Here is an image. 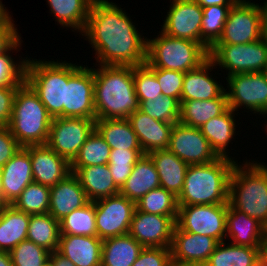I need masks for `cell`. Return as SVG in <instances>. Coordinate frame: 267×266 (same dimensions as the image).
<instances>
[{"label": "cell", "instance_id": "cell-6", "mask_svg": "<svg viewBox=\"0 0 267 266\" xmlns=\"http://www.w3.org/2000/svg\"><path fill=\"white\" fill-rule=\"evenodd\" d=\"M26 57L24 81L38 95L52 118L65 117L68 62Z\"/></svg>", "mask_w": 267, "mask_h": 266}, {"label": "cell", "instance_id": "cell-54", "mask_svg": "<svg viewBox=\"0 0 267 266\" xmlns=\"http://www.w3.org/2000/svg\"><path fill=\"white\" fill-rule=\"evenodd\" d=\"M263 12H262V38L267 43V0L263 3Z\"/></svg>", "mask_w": 267, "mask_h": 266}, {"label": "cell", "instance_id": "cell-38", "mask_svg": "<svg viewBox=\"0 0 267 266\" xmlns=\"http://www.w3.org/2000/svg\"><path fill=\"white\" fill-rule=\"evenodd\" d=\"M110 153V146L106 143L99 132L94 129L80 148L78 155L71 162V167L108 164Z\"/></svg>", "mask_w": 267, "mask_h": 266}, {"label": "cell", "instance_id": "cell-53", "mask_svg": "<svg viewBox=\"0 0 267 266\" xmlns=\"http://www.w3.org/2000/svg\"><path fill=\"white\" fill-rule=\"evenodd\" d=\"M200 7H209L213 5L218 6H232L237 0H195Z\"/></svg>", "mask_w": 267, "mask_h": 266}, {"label": "cell", "instance_id": "cell-57", "mask_svg": "<svg viewBox=\"0 0 267 266\" xmlns=\"http://www.w3.org/2000/svg\"><path fill=\"white\" fill-rule=\"evenodd\" d=\"M6 204L2 201L1 176H0V212Z\"/></svg>", "mask_w": 267, "mask_h": 266}, {"label": "cell", "instance_id": "cell-1", "mask_svg": "<svg viewBox=\"0 0 267 266\" xmlns=\"http://www.w3.org/2000/svg\"><path fill=\"white\" fill-rule=\"evenodd\" d=\"M80 35L95 50V65L134 67L146 62L147 37L138 31L128 13L110 0L92 2Z\"/></svg>", "mask_w": 267, "mask_h": 266}, {"label": "cell", "instance_id": "cell-61", "mask_svg": "<svg viewBox=\"0 0 267 266\" xmlns=\"http://www.w3.org/2000/svg\"><path fill=\"white\" fill-rule=\"evenodd\" d=\"M264 257L267 259V244H266L265 250H264Z\"/></svg>", "mask_w": 267, "mask_h": 266}, {"label": "cell", "instance_id": "cell-40", "mask_svg": "<svg viewBox=\"0 0 267 266\" xmlns=\"http://www.w3.org/2000/svg\"><path fill=\"white\" fill-rule=\"evenodd\" d=\"M231 7L213 5L202 8L201 44L208 51L221 36Z\"/></svg>", "mask_w": 267, "mask_h": 266}, {"label": "cell", "instance_id": "cell-45", "mask_svg": "<svg viewBox=\"0 0 267 266\" xmlns=\"http://www.w3.org/2000/svg\"><path fill=\"white\" fill-rule=\"evenodd\" d=\"M13 266H48L50 251L29 240L21 241L11 251Z\"/></svg>", "mask_w": 267, "mask_h": 266}, {"label": "cell", "instance_id": "cell-56", "mask_svg": "<svg viewBox=\"0 0 267 266\" xmlns=\"http://www.w3.org/2000/svg\"><path fill=\"white\" fill-rule=\"evenodd\" d=\"M9 10L5 7V5L0 0V22L9 14Z\"/></svg>", "mask_w": 267, "mask_h": 266}, {"label": "cell", "instance_id": "cell-30", "mask_svg": "<svg viewBox=\"0 0 267 266\" xmlns=\"http://www.w3.org/2000/svg\"><path fill=\"white\" fill-rule=\"evenodd\" d=\"M30 214L6 204L0 212V251L10 252L21 241L27 240Z\"/></svg>", "mask_w": 267, "mask_h": 266}, {"label": "cell", "instance_id": "cell-7", "mask_svg": "<svg viewBox=\"0 0 267 266\" xmlns=\"http://www.w3.org/2000/svg\"><path fill=\"white\" fill-rule=\"evenodd\" d=\"M209 58V51L199 42L171 37L159 31L147 38L146 66L180 72L199 67Z\"/></svg>", "mask_w": 267, "mask_h": 266}, {"label": "cell", "instance_id": "cell-48", "mask_svg": "<svg viewBox=\"0 0 267 266\" xmlns=\"http://www.w3.org/2000/svg\"><path fill=\"white\" fill-rule=\"evenodd\" d=\"M132 266H173L171 248H144Z\"/></svg>", "mask_w": 267, "mask_h": 266}, {"label": "cell", "instance_id": "cell-32", "mask_svg": "<svg viewBox=\"0 0 267 266\" xmlns=\"http://www.w3.org/2000/svg\"><path fill=\"white\" fill-rule=\"evenodd\" d=\"M229 108L227 95L209 100H187L180 102L179 123L199 128L211 118L223 114Z\"/></svg>", "mask_w": 267, "mask_h": 266}, {"label": "cell", "instance_id": "cell-46", "mask_svg": "<svg viewBox=\"0 0 267 266\" xmlns=\"http://www.w3.org/2000/svg\"><path fill=\"white\" fill-rule=\"evenodd\" d=\"M133 79L138 101L155 100L162 95L161 86L155 74L145 65L133 67Z\"/></svg>", "mask_w": 267, "mask_h": 266}, {"label": "cell", "instance_id": "cell-44", "mask_svg": "<svg viewBox=\"0 0 267 266\" xmlns=\"http://www.w3.org/2000/svg\"><path fill=\"white\" fill-rule=\"evenodd\" d=\"M21 37L3 54L0 55V87L11 84H23L26 57L15 60L12 51L16 54L22 48ZM18 50V51H17ZM16 61V62H15Z\"/></svg>", "mask_w": 267, "mask_h": 266}, {"label": "cell", "instance_id": "cell-25", "mask_svg": "<svg viewBox=\"0 0 267 266\" xmlns=\"http://www.w3.org/2000/svg\"><path fill=\"white\" fill-rule=\"evenodd\" d=\"M102 242L97 236L60 235L57 251L75 266H101Z\"/></svg>", "mask_w": 267, "mask_h": 266}, {"label": "cell", "instance_id": "cell-51", "mask_svg": "<svg viewBox=\"0 0 267 266\" xmlns=\"http://www.w3.org/2000/svg\"><path fill=\"white\" fill-rule=\"evenodd\" d=\"M14 22L10 13L0 22V55L5 53L21 37Z\"/></svg>", "mask_w": 267, "mask_h": 266}, {"label": "cell", "instance_id": "cell-37", "mask_svg": "<svg viewBox=\"0 0 267 266\" xmlns=\"http://www.w3.org/2000/svg\"><path fill=\"white\" fill-rule=\"evenodd\" d=\"M60 234L97 236L94 202L89 201L60 220Z\"/></svg>", "mask_w": 267, "mask_h": 266}, {"label": "cell", "instance_id": "cell-2", "mask_svg": "<svg viewBox=\"0 0 267 266\" xmlns=\"http://www.w3.org/2000/svg\"><path fill=\"white\" fill-rule=\"evenodd\" d=\"M92 67L96 119H128L139 109L133 66L96 65L97 68Z\"/></svg>", "mask_w": 267, "mask_h": 266}, {"label": "cell", "instance_id": "cell-62", "mask_svg": "<svg viewBox=\"0 0 267 266\" xmlns=\"http://www.w3.org/2000/svg\"><path fill=\"white\" fill-rule=\"evenodd\" d=\"M266 244H267V228H266Z\"/></svg>", "mask_w": 267, "mask_h": 266}, {"label": "cell", "instance_id": "cell-11", "mask_svg": "<svg viewBox=\"0 0 267 266\" xmlns=\"http://www.w3.org/2000/svg\"><path fill=\"white\" fill-rule=\"evenodd\" d=\"M65 117L96 120L92 67L68 62V84H65Z\"/></svg>", "mask_w": 267, "mask_h": 266}, {"label": "cell", "instance_id": "cell-49", "mask_svg": "<svg viewBox=\"0 0 267 266\" xmlns=\"http://www.w3.org/2000/svg\"><path fill=\"white\" fill-rule=\"evenodd\" d=\"M21 85L11 84L0 87V128L9 124L13 112L15 94Z\"/></svg>", "mask_w": 267, "mask_h": 266}, {"label": "cell", "instance_id": "cell-18", "mask_svg": "<svg viewBox=\"0 0 267 266\" xmlns=\"http://www.w3.org/2000/svg\"><path fill=\"white\" fill-rule=\"evenodd\" d=\"M219 242L213 237L189 233L177 225L173 231V266H204Z\"/></svg>", "mask_w": 267, "mask_h": 266}, {"label": "cell", "instance_id": "cell-34", "mask_svg": "<svg viewBox=\"0 0 267 266\" xmlns=\"http://www.w3.org/2000/svg\"><path fill=\"white\" fill-rule=\"evenodd\" d=\"M95 129L111 150H142L128 119H96Z\"/></svg>", "mask_w": 267, "mask_h": 266}, {"label": "cell", "instance_id": "cell-10", "mask_svg": "<svg viewBox=\"0 0 267 266\" xmlns=\"http://www.w3.org/2000/svg\"><path fill=\"white\" fill-rule=\"evenodd\" d=\"M228 204L178 206L176 225L183 231L225 241Z\"/></svg>", "mask_w": 267, "mask_h": 266}, {"label": "cell", "instance_id": "cell-33", "mask_svg": "<svg viewBox=\"0 0 267 266\" xmlns=\"http://www.w3.org/2000/svg\"><path fill=\"white\" fill-rule=\"evenodd\" d=\"M143 249L129 233L104 239L101 266H132Z\"/></svg>", "mask_w": 267, "mask_h": 266}, {"label": "cell", "instance_id": "cell-52", "mask_svg": "<svg viewBox=\"0 0 267 266\" xmlns=\"http://www.w3.org/2000/svg\"><path fill=\"white\" fill-rule=\"evenodd\" d=\"M49 266H75L71 260L64 257L57 250L50 252Z\"/></svg>", "mask_w": 267, "mask_h": 266}, {"label": "cell", "instance_id": "cell-27", "mask_svg": "<svg viewBox=\"0 0 267 266\" xmlns=\"http://www.w3.org/2000/svg\"><path fill=\"white\" fill-rule=\"evenodd\" d=\"M236 114L231 108H228L223 114L211 118L199 127L203 136L208 140L212 149L219 157L235 159L230 156L229 144L235 139L236 133ZM229 151V152H228Z\"/></svg>", "mask_w": 267, "mask_h": 266}, {"label": "cell", "instance_id": "cell-42", "mask_svg": "<svg viewBox=\"0 0 267 266\" xmlns=\"http://www.w3.org/2000/svg\"><path fill=\"white\" fill-rule=\"evenodd\" d=\"M139 109L151 118L167 122L178 123L180 117V102L173 97L160 95L155 100L139 101Z\"/></svg>", "mask_w": 267, "mask_h": 266}, {"label": "cell", "instance_id": "cell-12", "mask_svg": "<svg viewBox=\"0 0 267 266\" xmlns=\"http://www.w3.org/2000/svg\"><path fill=\"white\" fill-rule=\"evenodd\" d=\"M226 81L228 105L236 113L241 107L258 115L267 110V81L262 72L229 75Z\"/></svg>", "mask_w": 267, "mask_h": 266}, {"label": "cell", "instance_id": "cell-43", "mask_svg": "<svg viewBox=\"0 0 267 266\" xmlns=\"http://www.w3.org/2000/svg\"><path fill=\"white\" fill-rule=\"evenodd\" d=\"M144 155L143 150H111L108 167L115 185L121 189L132 173L135 163Z\"/></svg>", "mask_w": 267, "mask_h": 266}, {"label": "cell", "instance_id": "cell-15", "mask_svg": "<svg viewBox=\"0 0 267 266\" xmlns=\"http://www.w3.org/2000/svg\"><path fill=\"white\" fill-rule=\"evenodd\" d=\"M167 149L188 165L207 164L219 158L199 128L179 122L172 127Z\"/></svg>", "mask_w": 267, "mask_h": 266}, {"label": "cell", "instance_id": "cell-13", "mask_svg": "<svg viewBox=\"0 0 267 266\" xmlns=\"http://www.w3.org/2000/svg\"><path fill=\"white\" fill-rule=\"evenodd\" d=\"M95 129V120L88 118H53L47 145L70 163L78 155L89 135Z\"/></svg>", "mask_w": 267, "mask_h": 266}, {"label": "cell", "instance_id": "cell-55", "mask_svg": "<svg viewBox=\"0 0 267 266\" xmlns=\"http://www.w3.org/2000/svg\"><path fill=\"white\" fill-rule=\"evenodd\" d=\"M0 266H13L10 252L0 251Z\"/></svg>", "mask_w": 267, "mask_h": 266}, {"label": "cell", "instance_id": "cell-36", "mask_svg": "<svg viewBox=\"0 0 267 266\" xmlns=\"http://www.w3.org/2000/svg\"><path fill=\"white\" fill-rule=\"evenodd\" d=\"M60 235V221L50 213L30 215L27 240L53 252L58 250Z\"/></svg>", "mask_w": 267, "mask_h": 266}, {"label": "cell", "instance_id": "cell-23", "mask_svg": "<svg viewBox=\"0 0 267 266\" xmlns=\"http://www.w3.org/2000/svg\"><path fill=\"white\" fill-rule=\"evenodd\" d=\"M128 120L138 137L144 154L168 148L174 123L153 119L140 109L134 111Z\"/></svg>", "mask_w": 267, "mask_h": 266}, {"label": "cell", "instance_id": "cell-29", "mask_svg": "<svg viewBox=\"0 0 267 266\" xmlns=\"http://www.w3.org/2000/svg\"><path fill=\"white\" fill-rule=\"evenodd\" d=\"M153 160L160 179V187L176 197L182 192L188 164L168 149L155 150L148 154Z\"/></svg>", "mask_w": 267, "mask_h": 266}, {"label": "cell", "instance_id": "cell-50", "mask_svg": "<svg viewBox=\"0 0 267 266\" xmlns=\"http://www.w3.org/2000/svg\"><path fill=\"white\" fill-rule=\"evenodd\" d=\"M22 146L12 135L8 126L0 128V169L16 154Z\"/></svg>", "mask_w": 267, "mask_h": 266}, {"label": "cell", "instance_id": "cell-16", "mask_svg": "<svg viewBox=\"0 0 267 266\" xmlns=\"http://www.w3.org/2000/svg\"><path fill=\"white\" fill-rule=\"evenodd\" d=\"M161 31L175 38L201 43L203 10L195 0H170Z\"/></svg>", "mask_w": 267, "mask_h": 266}, {"label": "cell", "instance_id": "cell-31", "mask_svg": "<svg viewBox=\"0 0 267 266\" xmlns=\"http://www.w3.org/2000/svg\"><path fill=\"white\" fill-rule=\"evenodd\" d=\"M265 248L219 242L204 266H258Z\"/></svg>", "mask_w": 267, "mask_h": 266}, {"label": "cell", "instance_id": "cell-21", "mask_svg": "<svg viewBox=\"0 0 267 266\" xmlns=\"http://www.w3.org/2000/svg\"><path fill=\"white\" fill-rule=\"evenodd\" d=\"M217 66L208 58L199 67L184 74L180 102L187 100H209L219 98L225 93V88L220 80L214 79L210 72Z\"/></svg>", "mask_w": 267, "mask_h": 266}, {"label": "cell", "instance_id": "cell-41", "mask_svg": "<svg viewBox=\"0 0 267 266\" xmlns=\"http://www.w3.org/2000/svg\"><path fill=\"white\" fill-rule=\"evenodd\" d=\"M50 187L40 183H30L12 204L16 209L27 214L49 212Z\"/></svg>", "mask_w": 267, "mask_h": 266}, {"label": "cell", "instance_id": "cell-3", "mask_svg": "<svg viewBox=\"0 0 267 266\" xmlns=\"http://www.w3.org/2000/svg\"><path fill=\"white\" fill-rule=\"evenodd\" d=\"M237 161L219 157L207 164L189 165L178 206L228 204L230 176Z\"/></svg>", "mask_w": 267, "mask_h": 266}, {"label": "cell", "instance_id": "cell-47", "mask_svg": "<svg viewBox=\"0 0 267 266\" xmlns=\"http://www.w3.org/2000/svg\"><path fill=\"white\" fill-rule=\"evenodd\" d=\"M147 67L155 74L161 86L162 95L176 98L180 102L185 73L162 68H154L153 66Z\"/></svg>", "mask_w": 267, "mask_h": 266}, {"label": "cell", "instance_id": "cell-20", "mask_svg": "<svg viewBox=\"0 0 267 266\" xmlns=\"http://www.w3.org/2000/svg\"><path fill=\"white\" fill-rule=\"evenodd\" d=\"M2 201L13 204L22 191L33 182L31 156L22 147L1 169Z\"/></svg>", "mask_w": 267, "mask_h": 266}, {"label": "cell", "instance_id": "cell-4", "mask_svg": "<svg viewBox=\"0 0 267 266\" xmlns=\"http://www.w3.org/2000/svg\"><path fill=\"white\" fill-rule=\"evenodd\" d=\"M243 162L232 170L228 203L267 228V165L247 158Z\"/></svg>", "mask_w": 267, "mask_h": 266}, {"label": "cell", "instance_id": "cell-8", "mask_svg": "<svg viewBox=\"0 0 267 266\" xmlns=\"http://www.w3.org/2000/svg\"><path fill=\"white\" fill-rule=\"evenodd\" d=\"M209 58L226 75L262 72L267 67V43L261 38L247 44H213Z\"/></svg>", "mask_w": 267, "mask_h": 266}, {"label": "cell", "instance_id": "cell-17", "mask_svg": "<svg viewBox=\"0 0 267 266\" xmlns=\"http://www.w3.org/2000/svg\"><path fill=\"white\" fill-rule=\"evenodd\" d=\"M177 217L134 211L129 234L144 248H171Z\"/></svg>", "mask_w": 267, "mask_h": 266}, {"label": "cell", "instance_id": "cell-59", "mask_svg": "<svg viewBox=\"0 0 267 266\" xmlns=\"http://www.w3.org/2000/svg\"><path fill=\"white\" fill-rule=\"evenodd\" d=\"M266 81H267V67L262 71Z\"/></svg>", "mask_w": 267, "mask_h": 266}, {"label": "cell", "instance_id": "cell-24", "mask_svg": "<svg viewBox=\"0 0 267 266\" xmlns=\"http://www.w3.org/2000/svg\"><path fill=\"white\" fill-rule=\"evenodd\" d=\"M89 202L78 177L71 173L64 180L50 187L49 212L56 220H62L73 210Z\"/></svg>", "mask_w": 267, "mask_h": 266}, {"label": "cell", "instance_id": "cell-5", "mask_svg": "<svg viewBox=\"0 0 267 266\" xmlns=\"http://www.w3.org/2000/svg\"><path fill=\"white\" fill-rule=\"evenodd\" d=\"M52 117L32 88L24 82L15 94L8 128L22 146L44 145Z\"/></svg>", "mask_w": 267, "mask_h": 266}, {"label": "cell", "instance_id": "cell-35", "mask_svg": "<svg viewBox=\"0 0 267 266\" xmlns=\"http://www.w3.org/2000/svg\"><path fill=\"white\" fill-rule=\"evenodd\" d=\"M94 0H47L50 14L55 17V21L77 33H82L85 29L89 10ZM75 30V31H74Z\"/></svg>", "mask_w": 267, "mask_h": 266}, {"label": "cell", "instance_id": "cell-28", "mask_svg": "<svg viewBox=\"0 0 267 266\" xmlns=\"http://www.w3.org/2000/svg\"><path fill=\"white\" fill-rule=\"evenodd\" d=\"M160 187L156 166L148 154H144L133 166L132 173L120 189V194L137 203L149 191Z\"/></svg>", "mask_w": 267, "mask_h": 266}, {"label": "cell", "instance_id": "cell-39", "mask_svg": "<svg viewBox=\"0 0 267 266\" xmlns=\"http://www.w3.org/2000/svg\"><path fill=\"white\" fill-rule=\"evenodd\" d=\"M139 211L169 217L178 216L177 197L163 187L155 188L145 194L137 203Z\"/></svg>", "mask_w": 267, "mask_h": 266}, {"label": "cell", "instance_id": "cell-26", "mask_svg": "<svg viewBox=\"0 0 267 266\" xmlns=\"http://www.w3.org/2000/svg\"><path fill=\"white\" fill-rule=\"evenodd\" d=\"M85 191L89 201H97L119 194L120 189L115 185L108 164L71 167Z\"/></svg>", "mask_w": 267, "mask_h": 266}, {"label": "cell", "instance_id": "cell-19", "mask_svg": "<svg viewBox=\"0 0 267 266\" xmlns=\"http://www.w3.org/2000/svg\"><path fill=\"white\" fill-rule=\"evenodd\" d=\"M31 156L33 182L54 186L71 174V163L47 144L24 147Z\"/></svg>", "mask_w": 267, "mask_h": 266}, {"label": "cell", "instance_id": "cell-9", "mask_svg": "<svg viewBox=\"0 0 267 266\" xmlns=\"http://www.w3.org/2000/svg\"><path fill=\"white\" fill-rule=\"evenodd\" d=\"M263 5L237 0L229 10L219 39L214 44H247L262 38Z\"/></svg>", "mask_w": 267, "mask_h": 266}, {"label": "cell", "instance_id": "cell-14", "mask_svg": "<svg viewBox=\"0 0 267 266\" xmlns=\"http://www.w3.org/2000/svg\"><path fill=\"white\" fill-rule=\"evenodd\" d=\"M95 217L97 237L101 240L129 233L136 203L120 193L97 201Z\"/></svg>", "mask_w": 267, "mask_h": 266}, {"label": "cell", "instance_id": "cell-22", "mask_svg": "<svg viewBox=\"0 0 267 266\" xmlns=\"http://www.w3.org/2000/svg\"><path fill=\"white\" fill-rule=\"evenodd\" d=\"M226 240L234 245L265 248L266 228L256 219L235 210L228 203Z\"/></svg>", "mask_w": 267, "mask_h": 266}, {"label": "cell", "instance_id": "cell-60", "mask_svg": "<svg viewBox=\"0 0 267 266\" xmlns=\"http://www.w3.org/2000/svg\"><path fill=\"white\" fill-rule=\"evenodd\" d=\"M260 115H261V116L263 115V116H262L263 118L267 116V114H265V112H264V113H262V114H260ZM265 128H266V129H265L264 131H266V132H267V122H266V126H265Z\"/></svg>", "mask_w": 267, "mask_h": 266}, {"label": "cell", "instance_id": "cell-58", "mask_svg": "<svg viewBox=\"0 0 267 266\" xmlns=\"http://www.w3.org/2000/svg\"><path fill=\"white\" fill-rule=\"evenodd\" d=\"M258 266H267V259L264 257L258 264Z\"/></svg>", "mask_w": 267, "mask_h": 266}]
</instances>
